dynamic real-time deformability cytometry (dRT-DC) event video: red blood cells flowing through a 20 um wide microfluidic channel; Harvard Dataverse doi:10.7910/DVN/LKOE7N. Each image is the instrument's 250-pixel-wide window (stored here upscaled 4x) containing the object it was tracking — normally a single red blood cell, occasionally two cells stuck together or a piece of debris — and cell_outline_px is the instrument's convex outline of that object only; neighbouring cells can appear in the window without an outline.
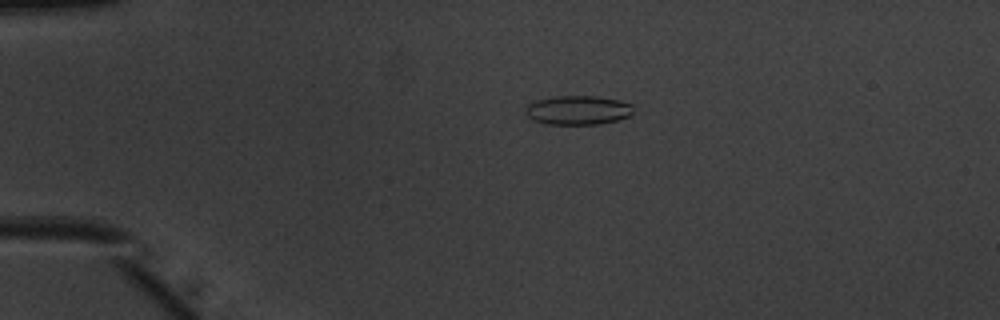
{"species": "common noctule bat (a hibernating species)", "species_latin": "Nyctalus noctula", "temperature_condition": "warm", "stored_images_in_passage": 42, "camera_frame_rate_fps": 3000, "um_per_image_px": 0.085, "animal": {"sex": "male", "body_mass_g": 20.1, "forearm_length_mm": 53.5}, "frame": {"image": 1, "passage_image": 2, "time_ms": 0.333, "image_size_px": [1000, 320], "cell_outline_px": [[632, 112], [628, 116], [616, 120], [600, 124], [548, 124], [536, 120], [528, 116], [524, 112], [528, 104], [536, 100], [556, 96], [596, 96], [620, 100], [632, 104]], "centroid_in_image_um": [49.13, 9.35], "position_along_channel_um": 35.9, "area_um2": 18.15}}
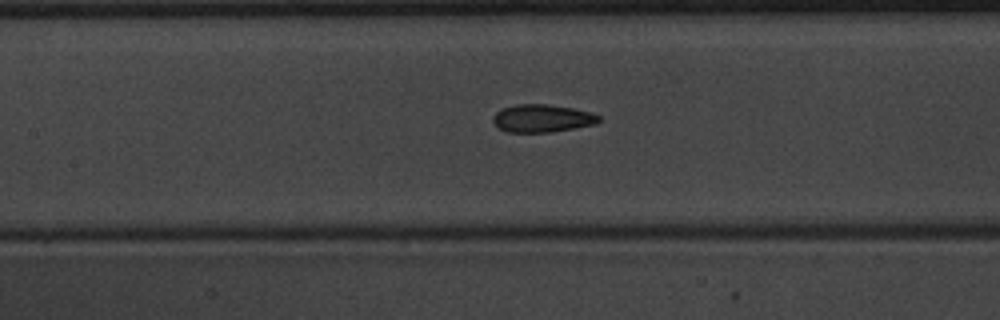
{"frame": {"image": 2, "passage_image": 15, "time_ms": 4.667, "image_size_px": [1000, 320], "cell_outline_px": [[600, 120], [596, 124], [552, 132], [508, 132], [496, 128], [492, 120], [492, 116], [500, 108], [516, 104], [548, 104], [572, 108], [588, 112], [600, 116]], "centroid_in_image_um": [46.02, 10.06], "position_along_channel_um": 161.4, "area_um2": 17.28}}
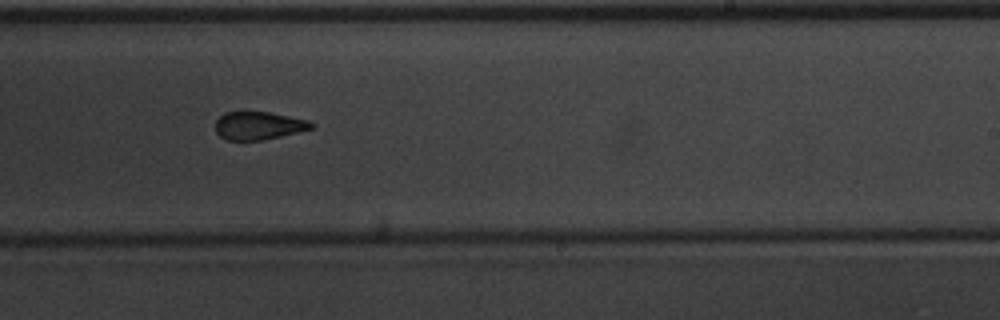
{"frame": {"image": 3, "passage_image": 23, "time_ms": 7.333, "image_size_px": [1000, 320], "cell_outline_px": [[316, 124], [312, 128], [264, 140], [228, 140], [220, 136], [216, 132], [216, 120], [224, 112], [268, 112], [308, 120]], "centroid_in_image_um": [21.97, 10.68], "position_along_channel_um": 267.0, "area_um2": 15.49}, "authors_computed_cell_mechanics": {"area_um2": 16.8487, "velocity_mm_per_s": 3.9738, "shape_relaxation_time_tau1_ms": 3.9554, "shape_relaxation_time_tau2_ms": 2.0598, "deformation_change_tau1": 0.1349, "deformation_change_tau2": 0.095}}